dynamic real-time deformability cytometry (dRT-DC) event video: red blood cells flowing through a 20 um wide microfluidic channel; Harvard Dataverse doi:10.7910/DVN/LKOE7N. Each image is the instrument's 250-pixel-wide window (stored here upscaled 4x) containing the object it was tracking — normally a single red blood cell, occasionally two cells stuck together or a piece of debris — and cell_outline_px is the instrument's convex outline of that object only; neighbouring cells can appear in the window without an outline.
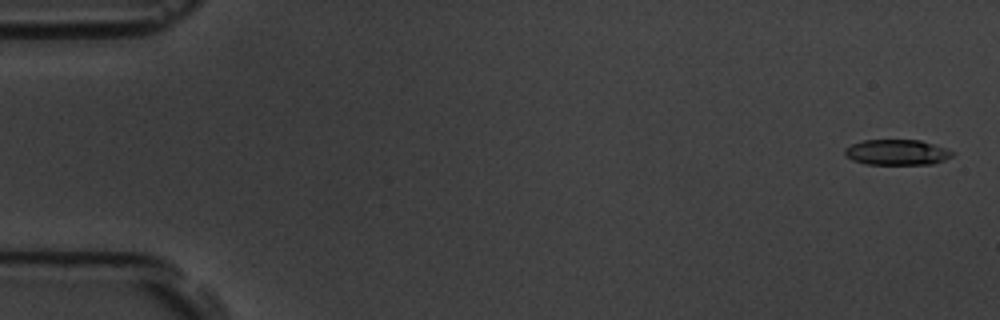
{"species": "common noctule bat (a hibernating species)", "species_latin": "Nyctalus noctula", "temperature_condition": "room temperature", "stored_images_in_passage": 8, "camera_frame_rate_fps": 3000, "um_per_image_px": 0.085, "animal": {"sex": "male", "body_mass_g": 19.5, "forearm_length_mm": 54.6}, "frame": {"image": 1, "passage_image": 1, "time_ms": 0.0, "image_size_px": [1000, 320], "cell_outline_px": [[956, 152], [952, 156], [944, 160], [932, 164], [864, 164], [852, 160], [844, 152], [844, 148], [852, 144], [864, 140], [920, 140]], "centroid_in_image_um": [76.23, 12.95], "position_along_channel_um": 8.8, "area_um2": 15.9}}
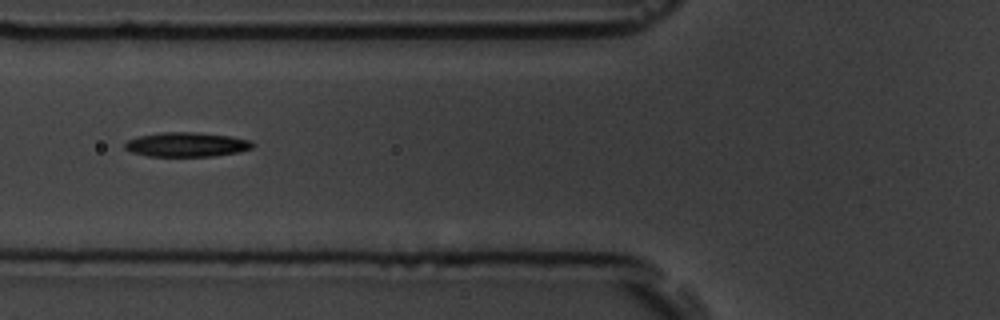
{"frame": {"image": 2, "passage_image": 6, "time_ms": 6.667, "image_size_px": [1000, 320], "cell_outline_px": [[256, 144], [252, 148], [240, 152], [212, 156], [148, 156], [132, 152], [124, 148], [124, 144], [128, 140], [140, 136], [160, 132], [196, 132], [228, 136], [248, 140]], "centroid_in_image_um": [15.86, 12.29], "position_along_channel_um": 109.9, "area_um2": 18.09}}
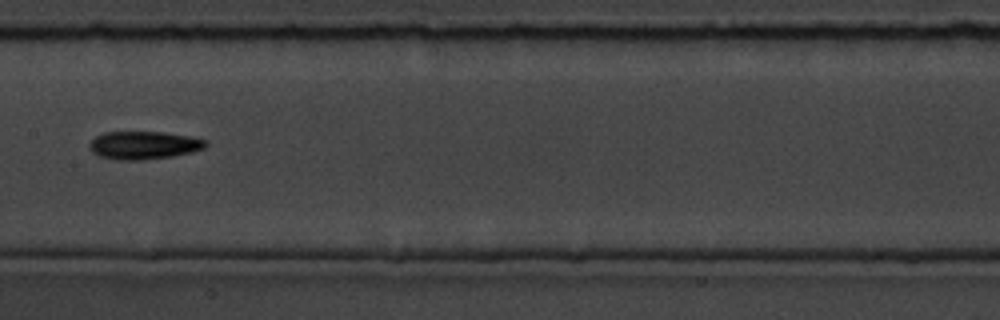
{"frame": {"image": 3, "passage_image": 8, "time_ms": 9.0, "image_size_px": [1000, 320], "cell_outline_px": [[208, 144], [204, 148], [192, 152], [172, 156], [140, 160], [116, 160], [100, 156], [92, 152], [88, 148], [88, 144], [96, 136], [104, 132], [160, 132], [188, 136], [208, 140]], "centroid_in_image_um": [12.2, 12.34], "position_along_channel_um": 195.2, "area_um2": 18.96}}